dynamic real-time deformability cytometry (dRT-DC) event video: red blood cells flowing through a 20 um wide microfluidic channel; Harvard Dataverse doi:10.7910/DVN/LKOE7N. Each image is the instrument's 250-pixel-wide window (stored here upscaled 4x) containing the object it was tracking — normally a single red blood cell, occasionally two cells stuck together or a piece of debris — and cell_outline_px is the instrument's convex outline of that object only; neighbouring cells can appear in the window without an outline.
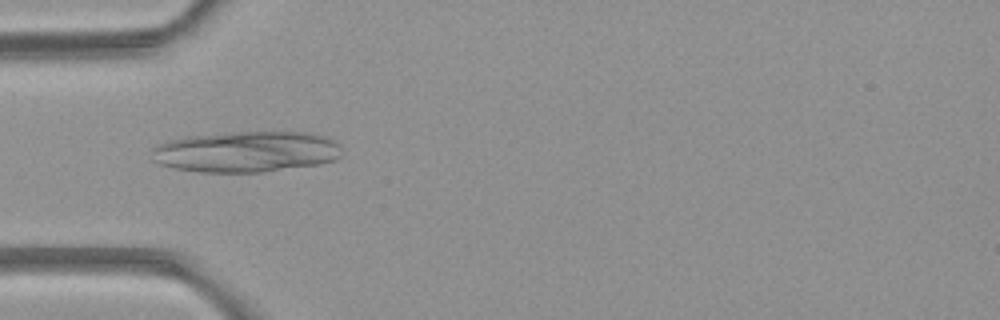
{"species": "common noctule bat (a hibernating species)", "species_latin": "Nyctalus noctula", "temperature_condition": "room temperature", "stored_images_in_passage": 5, "camera_frame_rate_fps": 3000, "um_per_image_px": 0.085, "animal": {"sex": "female", "body_mass_g": 21.9}, "frame": {"image": 1, "passage_image": 4, "time_ms": 3.667, "image_size_px": [1000, 320], "cell_outline_px": [[340, 156], [336, 160], [320, 164], [264, 172], [200, 172], [176, 168], [160, 164], [152, 160], [152, 148], [156, 144], [168, 140], [188, 136], [240, 132], [312, 132], [324, 136], [340, 144]], "centroid_in_image_um": [20.94, 12.9], "position_along_channel_um": 64.1, "area_um2": 45.55}}